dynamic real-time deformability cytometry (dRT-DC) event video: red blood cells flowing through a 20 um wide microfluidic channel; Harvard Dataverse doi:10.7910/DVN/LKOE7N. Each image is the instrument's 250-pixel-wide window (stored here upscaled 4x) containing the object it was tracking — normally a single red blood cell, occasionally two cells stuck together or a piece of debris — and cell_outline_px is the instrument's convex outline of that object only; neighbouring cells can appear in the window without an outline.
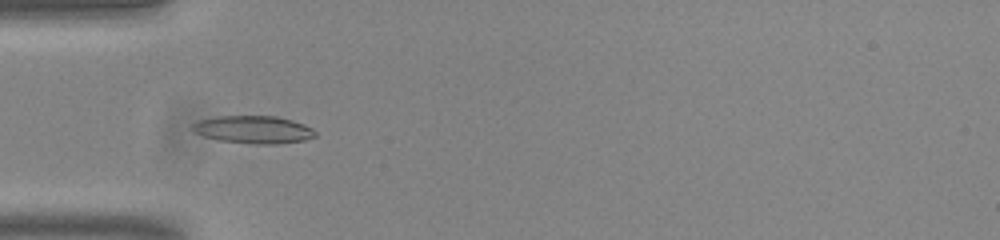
{"species": "common noctule bat (a hibernating species)", "species_latin": "Nyctalus noctula", "temperature_condition": "room temperature", "stored_images_in_passage": 52, "camera_frame_rate_fps": 3000, "um_per_image_px": 0.085, "animal": {"sex": "male", "body_mass_g": 20.0, "forearm_length_mm": 53.3}, "frame": {"image": 1, "passage_image": 16, "time_ms": 5.0, "image_size_px": [1000, 240], "cell_outline_px": [[316, 136], [304, 140], [276, 144], [256, 144], [220, 140], [204, 136], [192, 132], [192, 124], [200, 120], [216, 116], [276, 116], [292, 120], [304, 124], [312, 128], [316, 132]], "centroid_in_image_um": [21.54, 11.01], "position_along_channel_um": 63.5, "area_um2": 19.77}}
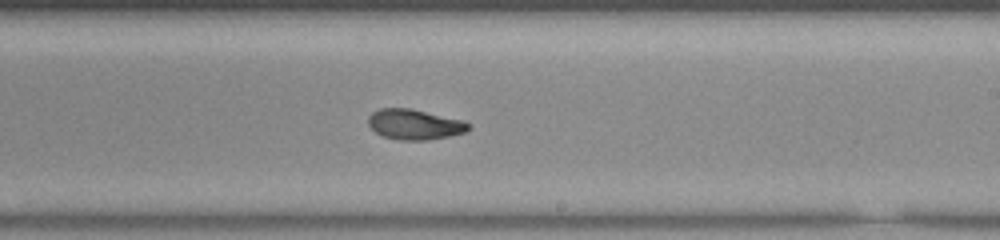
{"frame": {"image": 2, "passage_image": 31, "time_ms": 10.0, "image_size_px": [1000, 240], "cell_outline_px": [[472, 128], [464, 132], [448, 136], [428, 140], [400, 140], [384, 136], [376, 132], [368, 124], [368, 116], [372, 112], [380, 108], [412, 108], [464, 120], [472, 124]], "centroid_in_image_um": [35.27, 10.56], "position_along_channel_um": 253.7, "area_um2": 17.86}}
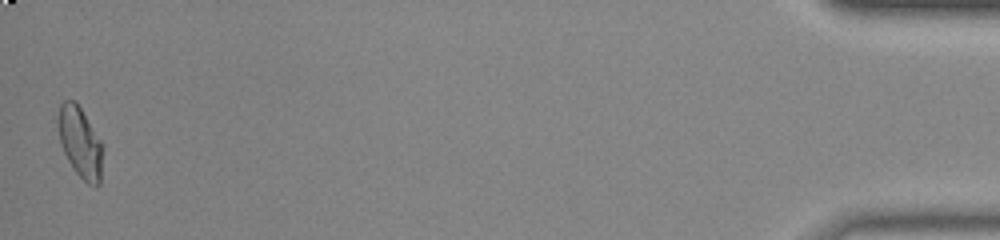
{"frame": {"image": 3, "passage_image": 52, "time_ms": 17.0, "image_size_px": [1000, 240], "cell_outline_px": [[100, 184], [96, 188], [88, 184], [76, 172], [68, 160], [60, 144], [60, 104], [64, 100], [76, 100], [100, 140]], "centroid_in_image_um": [6.8, 12.11], "position_along_channel_um": 428.4, "area_um2": 17.51}, "authors_computed_cell_mechanics": {"area_um2": 18.207, "velocity_mm_per_s": 3.8332, "shape_relaxation_time_tau1_ms": null, "shape_relaxation_time_tau2_ms": 2.1899, "deformation_change_tau1": null, "deformation_change_tau2": 0.0748}}